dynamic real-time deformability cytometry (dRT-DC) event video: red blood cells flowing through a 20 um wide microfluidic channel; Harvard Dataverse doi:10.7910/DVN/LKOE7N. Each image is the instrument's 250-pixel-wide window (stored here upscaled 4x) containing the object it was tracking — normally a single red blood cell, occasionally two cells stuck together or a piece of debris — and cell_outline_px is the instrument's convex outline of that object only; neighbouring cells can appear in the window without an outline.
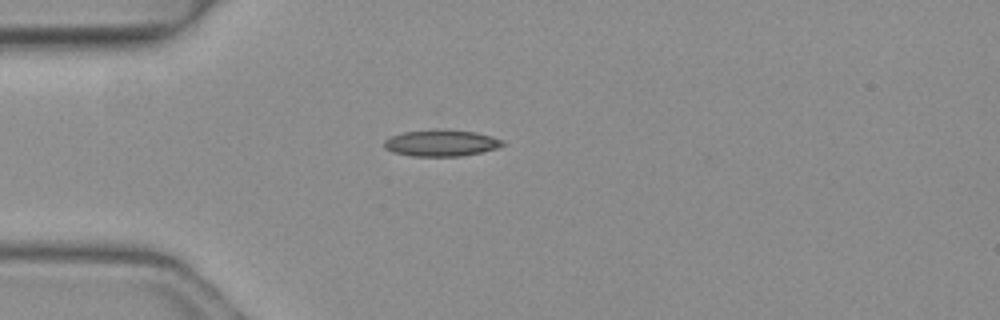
{"species": "common noctule bat (a hibernating species)", "species_latin": "Nyctalus noctula", "temperature_condition": "warm", "stored_images_in_passage": 2, "camera_frame_rate_fps": 3000, "um_per_image_px": 0.085, "animal": {"sex": "female", "body_mass_g": 19.3, "forearm_length_mm": 54.1}, "frame": {"image": 1, "passage_image": 1, "time_ms": 0.0, "image_size_px": [1000, 320], "cell_outline_px": [[504, 144], [496, 148], [480, 152], [460, 156], [412, 156], [392, 152], [384, 148], [384, 140], [392, 136], [404, 132], [476, 132], [492, 136], [504, 140]], "centroid_in_image_um": [37.5, 12.2], "position_along_channel_um": 47.5, "area_um2": 17.34}}